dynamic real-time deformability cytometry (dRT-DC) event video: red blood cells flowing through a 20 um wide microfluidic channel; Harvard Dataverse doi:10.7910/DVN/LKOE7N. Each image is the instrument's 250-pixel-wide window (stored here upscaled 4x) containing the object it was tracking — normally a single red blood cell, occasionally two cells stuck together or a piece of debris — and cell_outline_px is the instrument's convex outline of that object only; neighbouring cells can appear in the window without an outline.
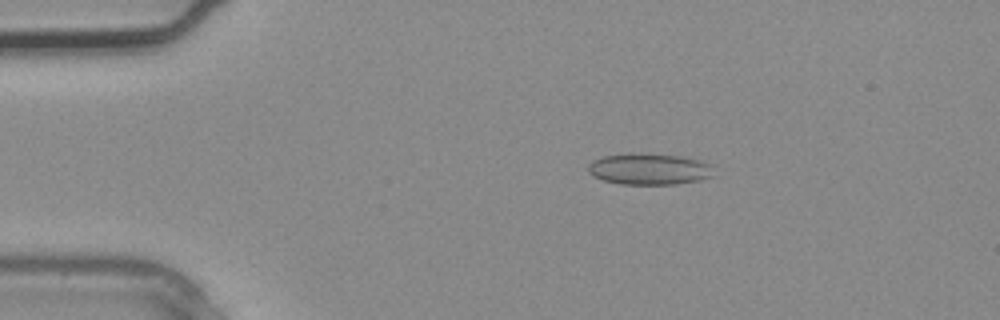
{"species": "common noctule bat (a hibernating species)", "species_latin": "Nyctalus noctula", "temperature_condition": "warm", "stored_images_in_passage": 4, "camera_frame_rate_fps": 3000, "um_per_image_px": 0.085, "animal": {"sex": "male", "body_mass_g": 20.4}, "frame": {"image": 1, "passage_image": 4, "time_ms": 1.0, "image_size_px": [1000, 320], "cell_outline_px": [[712, 176], [700, 180], [676, 184], [620, 184], [604, 180], [592, 176], [588, 172], [588, 164], [592, 160], [604, 156], [640, 152], [680, 156], [700, 160], [708, 164]], "centroid_in_image_um": [55.12, 14.36], "position_along_channel_um": 29.9, "area_um2": 22.89}}